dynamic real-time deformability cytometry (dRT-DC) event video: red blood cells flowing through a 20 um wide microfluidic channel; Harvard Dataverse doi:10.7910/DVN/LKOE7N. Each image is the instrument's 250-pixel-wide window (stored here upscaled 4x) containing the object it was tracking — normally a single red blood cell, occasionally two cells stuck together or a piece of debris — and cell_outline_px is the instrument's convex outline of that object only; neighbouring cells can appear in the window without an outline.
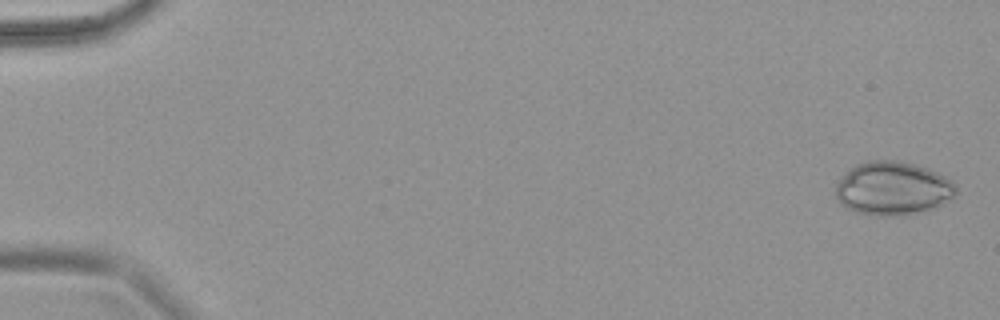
{"species": "common noctule bat (a hibernating species)", "species_latin": "Nyctalus noctula", "temperature_condition": "warm", "stored_images_in_passage": 6, "camera_frame_rate_fps": 3000, "um_per_image_px": 0.085, "animal": {"sex": "female", "body_mass_g": 18.4}, "frame": {"image": 1, "passage_image": 1, "time_ms": 0.0, "image_size_px": [1000, 320], "cell_outline_px": [[956, 192], [944, 204], [928, 212], [892, 216], [876, 216], [856, 212], [840, 204], [836, 196], [836, 184], [840, 176], [856, 164], [868, 160], [900, 160], [928, 168], [952, 180], [956, 184]], "centroid_in_image_um": [75.89, 16.02], "position_along_channel_um": 9.1, "area_um2": 38.09}}